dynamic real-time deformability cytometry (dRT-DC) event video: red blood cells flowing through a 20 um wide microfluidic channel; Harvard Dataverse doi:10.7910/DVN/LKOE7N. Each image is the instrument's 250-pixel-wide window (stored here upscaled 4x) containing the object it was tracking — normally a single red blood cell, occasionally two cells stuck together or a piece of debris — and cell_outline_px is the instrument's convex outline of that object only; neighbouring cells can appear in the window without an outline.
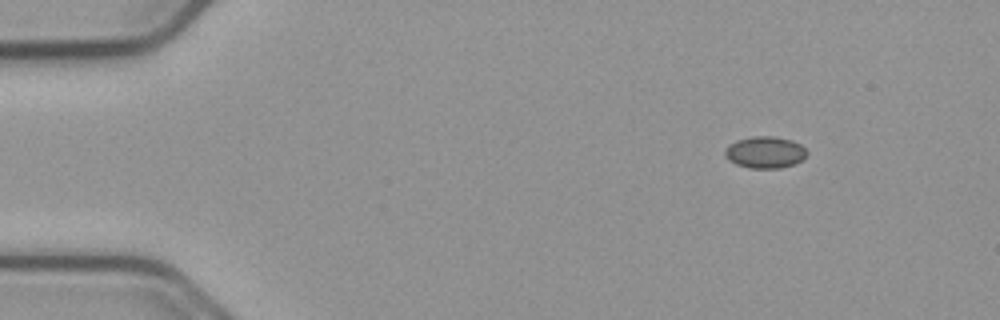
{"species": "common noctule bat (a hibernating species)", "species_latin": "Nyctalus noctula", "temperature_condition": "cold", "stored_images_in_passage": 49, "camera_frame_rate_fps": 3000, "um_per_image_px": 0.085, "animal": {"sex": "male", "body_mass_g": 23.1, "forearm_length_mm": 52.7}, "frame": {"image": 1, "passage_image": 1, "time_ms": 0.0, "image_size_px": [1000, 320], "cell_outline_px": [[808, 152], [800, 160], [792, 164], [780, 168], [748, 168], [736, 164], [728, 160], [724, 156], [724, 152], [728, 144], [736, 140], [752, 136], [776, 136], [792, 140], [800, 144]], "centroid_in_image_um": [64.98, 12.93], "position_along_channel_um": 20.0, "area_um2": 15.2}}
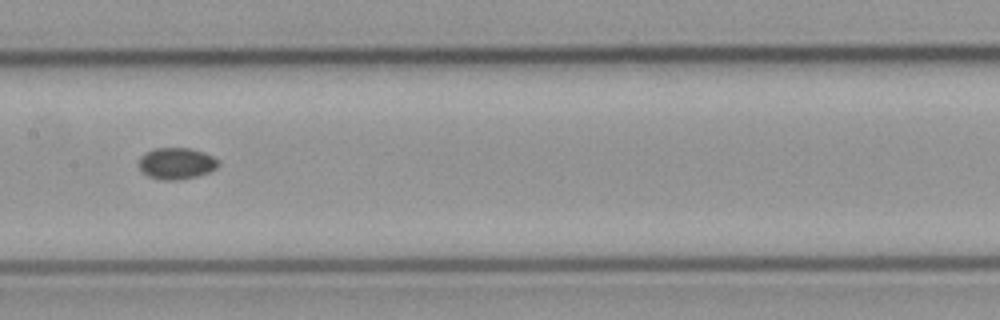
{"frame": {"image": 2, "passage_image": 22, "time_ms": 7.0, "image_size_px": [1000, 320], "cell_outline_px": [[220, 164], [216, 168], [208, 172], [196, 176], [180, 180], [160, 180], [148, 176], [140, 168], [140, 156], [156, 148], [188, 148], [204, 152], [220, 160]], "centroid_in_image_um": [15.03, 13.9], "position_along_channel_um": 192.4, "area_um2": 14.51}}
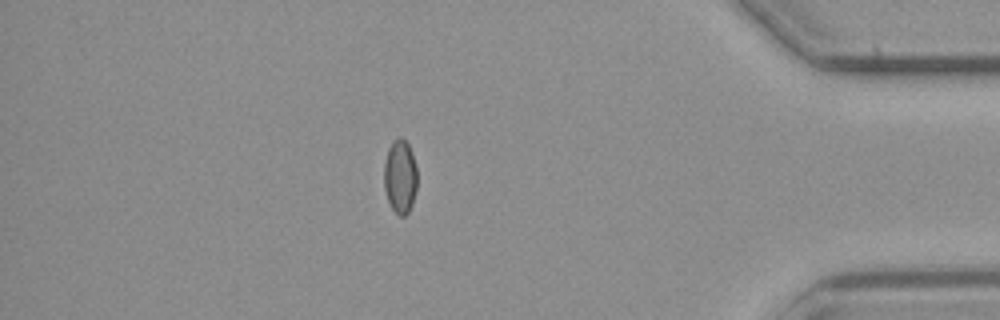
{"frame": {"image": 3, "passage_image": 42, "time_ms": 13.667, "image_size_px": [1000, 320], "cell_outline_px": [[416, 188], [412, 204], [408, 212], [404, 216], [400, 216], [392, 208], [388, 200], [384, 188], [384, 164], [388, 148], [392, 140], [400, 136], [408, 144], [412, 152], [416, 168]], "centroid_in_image_um": [34.0, 14.98], "position_along_channel_um": 401.2, "area_um2": 14.22}, "authors_computed_cell_mechanics": {"area_um2": 14.3344, "velocity_mm_per_s": 3.7442, "shape_relaxation_time_tau1_ms": null, "shape_relaxation_time_tau2_ms": 9.1564, "deformation_change_tau1": null, "deformation_change_tau2": 0.0583}}